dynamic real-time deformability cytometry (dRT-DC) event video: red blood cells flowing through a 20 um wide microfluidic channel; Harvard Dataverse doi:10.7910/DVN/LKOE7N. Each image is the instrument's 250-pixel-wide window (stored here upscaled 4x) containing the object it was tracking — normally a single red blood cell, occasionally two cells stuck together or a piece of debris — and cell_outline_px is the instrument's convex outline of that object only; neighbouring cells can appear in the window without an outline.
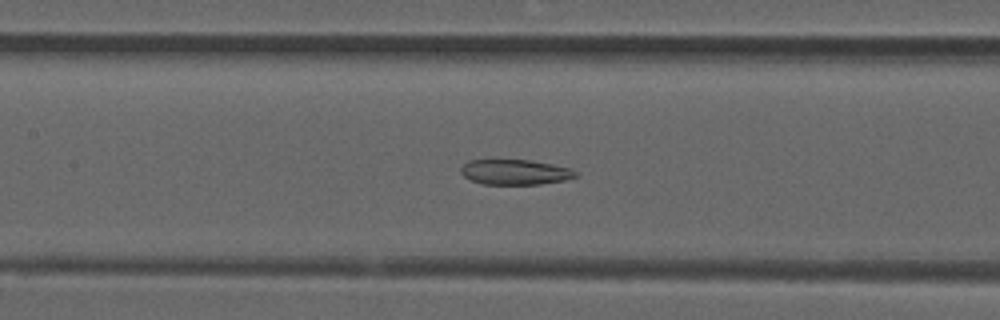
{"species": "common noctule bat (a hibernating species)", "species_latin": "Nyctalus noctula", "temperature_condition": "room temperature", "stored_images_in_passage": 42, "camera_frame_rate_fps": 3000, "um_per_image_px": 0.085, "animal": {"sex": "male", "forearm_length_mm": 52.5}, "frame": {"image": 1, "passage_image": 14, "time_ms": 4.333, "image_size_px": [1000, 320], "cell_outline_px": [[580, 176], [564, 180], [540, 184], [484, 184], [472, 180], [464, 176], [460, 172], [460, 168], [468, 160], [528, 160], [552, 164], [568, 168], [580, 172]], "centroid_in_image_um": [43.81, 14.63], "position_along_channel_um": 163.6, "area_um2": 16.82}}
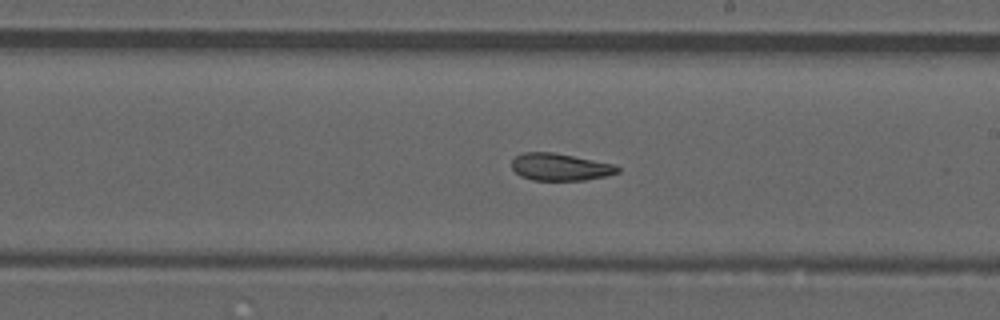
{"frame": {"image": 2, "passage_image": 20, "time_ms": 6.333, "image_size_px": [1000, 320], "cell_outline_px": [[620, 172], [608, 176], [584, 180], [532, 180], [520, 176], [512, 168], [512, 160], [516, 156], [524, 152], [552, 152], [616, 164], [620, 168]], "centroid_in_image_um": [47.64, 14.2], "position_along_channel_um": 241.4, "area_um2": 16.88}}
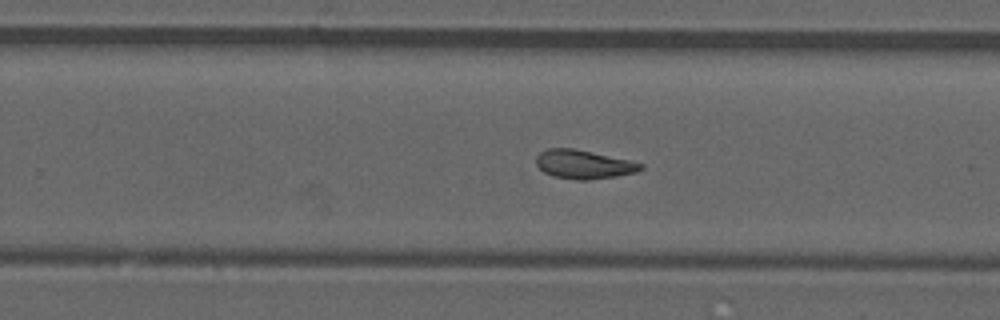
{"frame": {"image": 3, "passage_image": 23, "time_ms": 7.333, "image_size_px": [1000, 320], "cell_outline_px": [[644, 168], [636, 172], [616, 176], [588, 180], [576, 180], [552, 176], [544, 172], [536, 164], [536, 156], [540, 152], [548, 148], [572, 148], [592, 152], [628, 160], [644, 164]], "centroid_in_image_um": [49.59, 13.97], "position_along_channel_um": 280.2, "area_um2": 17.46}, "authors_computed_cell_mechanics": {"area_um2": 17.5712, "velocity_mm_per_s": 3.9058, "shape_relaxation_time_tau1_ms": null, "shape_relaxation_time_tau2_ms": 3.5086, "deformation_change_tau1": null, "deformation_change_tau2": 0.1062}}